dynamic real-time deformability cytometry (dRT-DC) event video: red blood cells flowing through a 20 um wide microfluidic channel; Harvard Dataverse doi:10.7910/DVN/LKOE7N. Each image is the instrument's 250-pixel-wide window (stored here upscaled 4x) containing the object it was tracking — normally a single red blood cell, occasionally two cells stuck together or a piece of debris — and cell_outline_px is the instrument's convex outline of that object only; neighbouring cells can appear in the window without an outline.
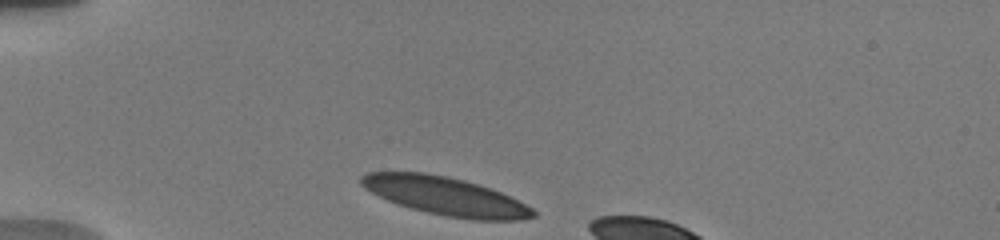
{"species": "human", "species_latin": "Homo sapiens", "temperature_condition": "warm", "stored_images_in_passage": 6, "camera_frame_rate_fps": 3000, "um_per_image_px": 0.085, "donor": {"sex": "male"}, "frame": {"image": 1, "passage_image": 1, "time_ms": 0.0, "image_size_px": [1000, 240], "cell_outline_px": [[536, 216], [520, 220], [472, 220], [448, 216], [428, 212], [412, 208], [388, 200], [364, 188], [360, 184], [360, 176], [368, 172], [424, 172], [448, 176], [464, 180], [500, 192], [532, 208], [536, 212]], "centroid_in_image_um": [37.85, 16.66], "position_along_channel_um": 47.1, "area_um2": 37.8}}
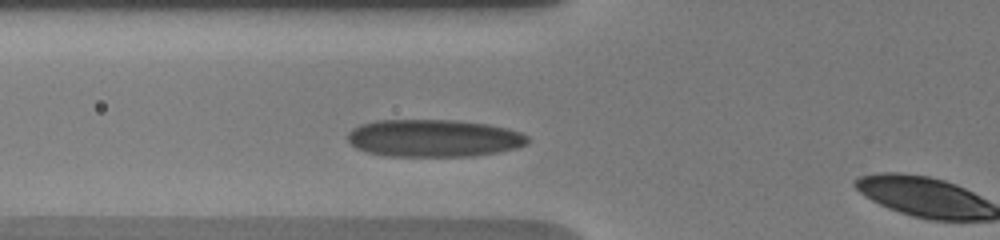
{"frame": {"image": 2, "passage_image": 5, "time_ms": 2.0, "image_size_px": [1000, 240], "cell_outline_px": [[528, 144], [516, 148], [496, 152], [472, 156], [388, 156], [368, 152], [356, 148], [348, 140], [348, 132], [352, 128], [360, 124], [376, 120], [456, 120], [488, 124], [508, 128], [520, 132], [528, 136]], "centroid_in_image_um": [36.87, 11.74], "position_along_channel_um": 88.9, "area_um2": 39.36}}